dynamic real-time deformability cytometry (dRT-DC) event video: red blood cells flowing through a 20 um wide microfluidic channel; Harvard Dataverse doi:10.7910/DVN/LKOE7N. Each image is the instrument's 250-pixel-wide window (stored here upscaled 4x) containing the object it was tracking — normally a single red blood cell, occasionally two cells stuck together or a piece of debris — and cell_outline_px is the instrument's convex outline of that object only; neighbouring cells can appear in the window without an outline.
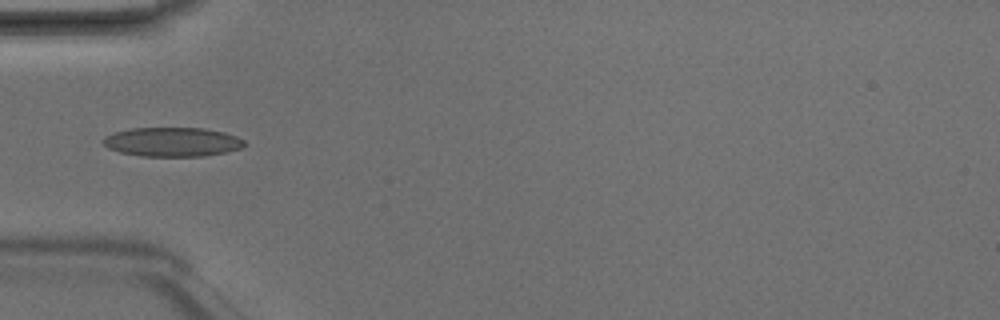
{"species": "Egyptian fruit bat (a non-hibernating species)", "species_latin": "Rousettus aegyptiacus", "temperature_condition": "room temperature", "stored_images_in_passage": 4, "camera_frame_rate_fps": 3000, "um_per_image_px": 0.085, "animal": {"sex": "male"}, "frame": {"image": 1, "passage_image": 4, "time_ms": 1.0, "image_size_px": [1000, 320], "cell_outline_px": [[248, 144], [240, 148], [224, 152], [204, 156], [140, 156], [120, 152], [108, 148], [100, 140], [104, 136], [112, 132], [132, 128], [204, 128], [224, 132], [236, 136], [244, 140]], "centroid_in_image_um": [14.62, 12.06], "position_along_channel_um": 70.4, "area_um2": 24.16}}